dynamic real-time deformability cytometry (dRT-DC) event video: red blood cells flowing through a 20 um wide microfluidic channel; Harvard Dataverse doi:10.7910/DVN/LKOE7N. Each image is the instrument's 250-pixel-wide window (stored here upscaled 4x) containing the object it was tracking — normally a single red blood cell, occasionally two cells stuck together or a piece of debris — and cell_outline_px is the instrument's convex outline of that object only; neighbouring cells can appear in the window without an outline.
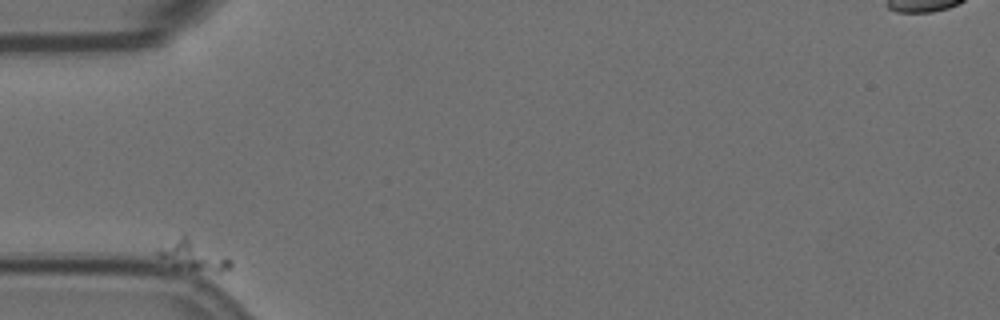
{"species": "Egyptian fruit bat (a non-hibernating species)", "species_latin": "Rousettus aegyptiacus", "temperature_condition": "room temperature", "stored_images_in_passage": 59, "camera_frame_rate_fps": 3000, "um_per_image_px": 0.085, "animal": {"sex": "female"}, "frame": {"image": 1, "passage_image": 1, "time_ms": 0.0, "image_size_px": [1000, 320], "cell_outline_px": [[232, 268], [220, 272], [212, 272], [188, 268], [172, 264], [156, 256], [156, 248], [184, 232], [224, 256], [232, 264]], "centroid_in_image_um": [16.35, 21.65], "position_along_channel_um": 68.6, "area_um2": 12.66}}
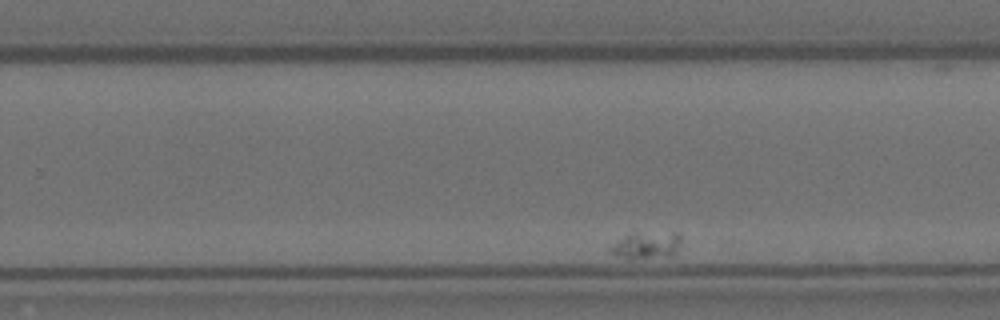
{"frame": {"image": 2, "passage_image": 33, "time_ms": 10.667, "image_size_px": [1000, 320], "cell_outline_px": [[680, 240], [676, 256], [632, 260], [628, 260], [616, 256], [608, 252], [608, 248], [612, 244], [624, 236], [632, 232], [676, 232], [680, 236]], "centroid_in_image_um": [54.92, 20.88], "position_along_channel_um": 274.9, "area_um2": 11.79}}
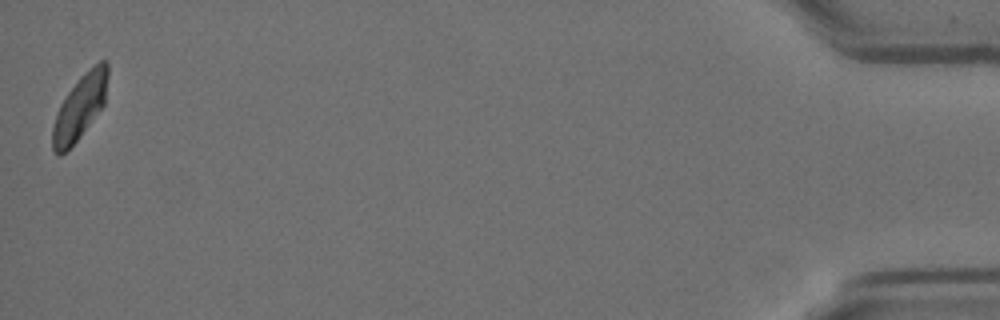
{"frame": {"image": 3, "passage_image": 59, "time_ms": 19.333, "image_size_px": [1000, 320], "cell_outline_px": [[108, 76], [104, 104], [80, 136], [60, 156], [56, 156], [52, 148], [52, 128], [60, 104], [68, 92], [80, 76], [84, 72], [100, 60], [108, 60]], "centroid_in_image_um": [6.79, 9.08], "position_along_channel_um": 428.4, "area_um2": 20.52}}